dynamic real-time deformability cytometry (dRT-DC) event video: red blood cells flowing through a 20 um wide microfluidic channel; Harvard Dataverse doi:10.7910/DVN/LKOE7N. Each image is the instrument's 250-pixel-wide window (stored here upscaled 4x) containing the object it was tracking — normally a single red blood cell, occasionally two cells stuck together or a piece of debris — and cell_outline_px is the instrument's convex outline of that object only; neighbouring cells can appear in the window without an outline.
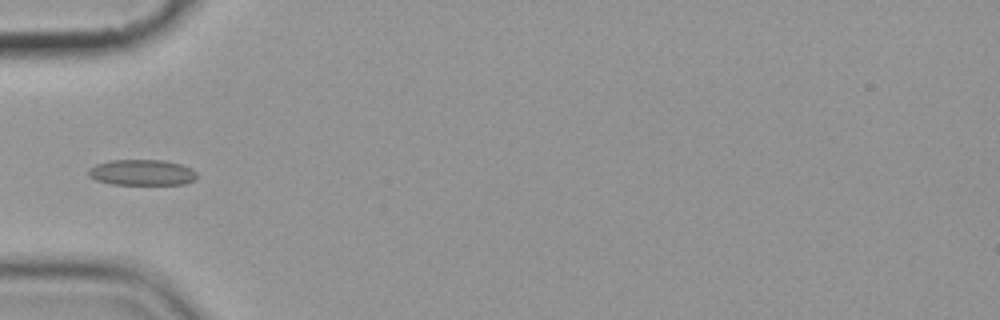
{"species": "common noctule bat (a hibernating species)", "species_latin": "Nyctalus noctula", "temperature_condition": "cold", "stored_images_in_passage": 2, "camera_frame_rate_fps": 3000, "um_per_image_px": 0.085, "animal": {"sex": "female", "body_mass_g": 19.9}, "frame": {"image": 1, "passage_image": 2, "time_ms": 1.0, "image_size_px": [1000, 320], "cell_outline_px": [[196, 180], [184, 184], [112, 184], [96, 180], [88, 176], [88, 172], [96, 164], [112, 160], [160, 160], [180, 164], [192, 168], [196, 172]], "centroid_in_image_um": [12.09, 14.66], "position_along_channel_um": 72.9, "area_um2": 16.18}}